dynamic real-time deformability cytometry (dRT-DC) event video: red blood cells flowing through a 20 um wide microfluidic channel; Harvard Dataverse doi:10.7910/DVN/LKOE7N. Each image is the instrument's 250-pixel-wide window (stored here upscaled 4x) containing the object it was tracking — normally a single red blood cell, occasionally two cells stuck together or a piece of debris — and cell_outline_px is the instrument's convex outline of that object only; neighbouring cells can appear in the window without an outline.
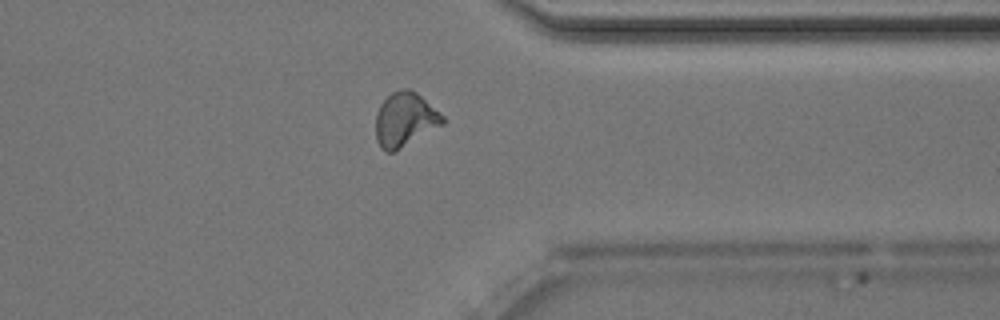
{"species": "Egyptian fruit bat (a non-hibernating species)", "species_latin": "Rousettus aegyptiacus", "temperature_condition": "room temperature", "stored_images_in_passage": 39, "camera_frame_rate_fps": 3000, "um_per_image_px": 0.085, "animal": {"sex": "male"}, "frame": {"image": 1, "passage_image": 28, "time_ms": 9.0, "image_size_px": [1000, 320], "cell_outline_px": [[444, 124], [396, 152], [384, 152], [380, 148], [376, 140], [376, 112], [380, 104], [392, 92], [400, 88], [408, 88], [416, 92], [444, 116]], "centroid_in_image_um": [34.4, 10.19], "position_along_channel_um": 377.0, "area_um2": 21.39}, "authors_computed_cell_mechanics": {"area_um2": 20.2878, "velocity_mm_per_s": 3.9757, "shape_relaxation_time_tau1_ms": 5.3311, "shape_relaxation_time_tau2_ms": 1.271, "deformation_change_tau1": 0.1756, "deformation_change_tau2": 0.0807}}